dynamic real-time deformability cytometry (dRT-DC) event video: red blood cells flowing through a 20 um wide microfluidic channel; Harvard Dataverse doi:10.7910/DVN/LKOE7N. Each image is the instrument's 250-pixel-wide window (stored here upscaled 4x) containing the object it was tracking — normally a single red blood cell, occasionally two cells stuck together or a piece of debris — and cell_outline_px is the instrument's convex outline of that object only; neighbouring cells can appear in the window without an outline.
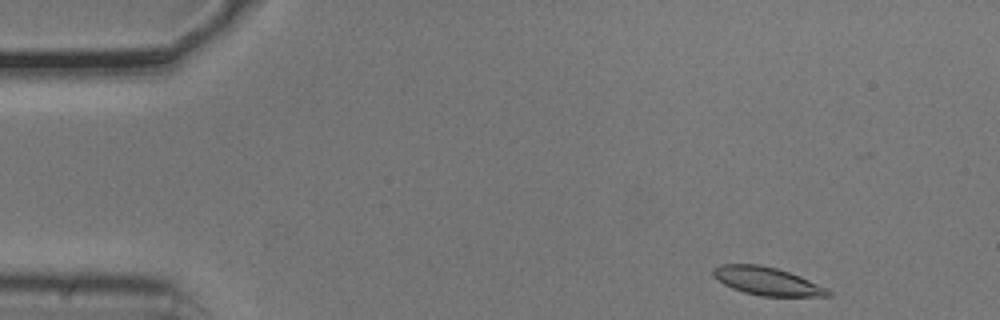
{"species": "common noctule bat (a hibernating species)", "species_latin": "Nyctalus noctula", "temperature_condition": "cold", "stored_images_in_passage": 49, "camera_frame_rate_fps": 3000, "um_per_image_px": 0.085, "animal": {"sex": "male", "body_mass_g": 20.5, "forearm_length_mm": 52.5}, "frame": {"image": 1, "passage_image": 1, "time_ms": 0.0, "image_size_px": [1000, 320], "cell_outline_px": [[832, 296], [760, 296], [744, 292], [732, 288], [716, 280], [712, 276], [712, 268], [720, 264], [760, 264], [776, 268], [800, 276], [828, 288], [832, 292]], "centroid_in_image_um": [65.18, 23.89], "position_along_channel_um": 19.8, "area_um2": 18.96}}
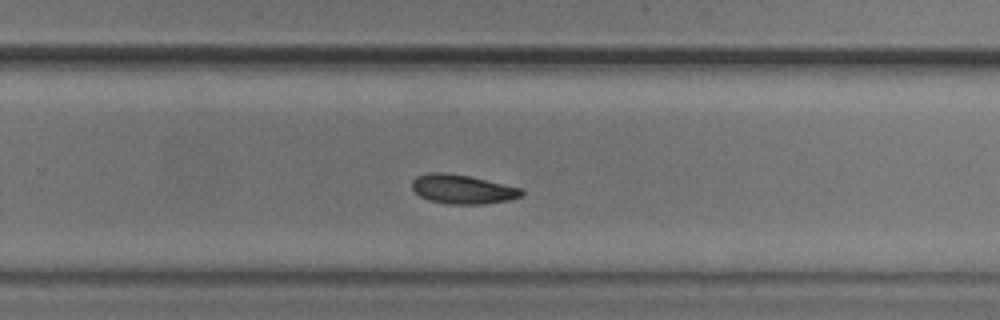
{"frame": {"image": 2, "passage_image": 30, "time_ms": 9.667, "image_size_px": [1000, 320], "cell_outline_px": [[524, 192], [520, 196], [508, 200], [484, 204], [448, 204], [428, 200], [420, 196], [412, 188], [412, 180], [416, 176], [428, 172], [444, 172], [468, 176], [524, 188]], "centroid_in_image_um": [39.3, 16.08], "position_along_channel_um": 290.5, "area_um2": 18.67}}
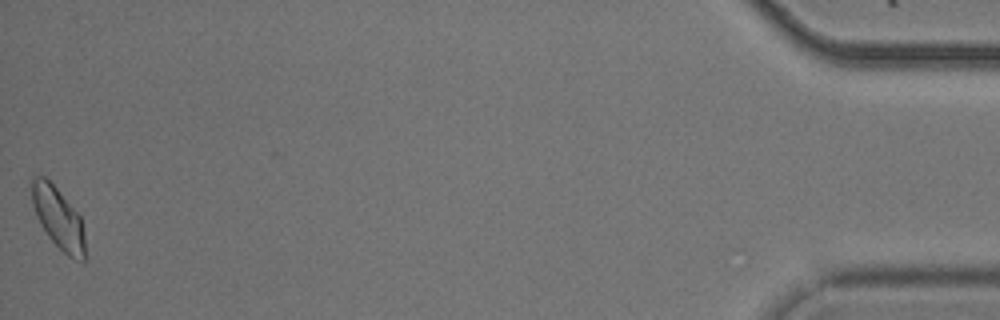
{"frame": {"image": 3, "passage_image": 49, "time_ms": 16.0, "image_size_px": [1000, 320], "cell_outline_px": [[84, 264], [68, 256], [48, 236], [40, 224], [32, 204], [32, 176], [44, 176], [56, 188], [80, 216], [84, 232]], "centroid_in_image_um": [4.95, 18.55], "position_along_channel_um": 430.2, "area_um2": 18.73}, "authors_computed_cell_mechanics": {"area_um2": 18.785, "velocity_mm_per_s": 3.7255, "shape_relaxation_time_tau1_ms": 6.2256, "shape_relaxation_time_tau2_ms": null, "deformation_change_tau1": 0.1292, "deformation_change_tau2": null}}